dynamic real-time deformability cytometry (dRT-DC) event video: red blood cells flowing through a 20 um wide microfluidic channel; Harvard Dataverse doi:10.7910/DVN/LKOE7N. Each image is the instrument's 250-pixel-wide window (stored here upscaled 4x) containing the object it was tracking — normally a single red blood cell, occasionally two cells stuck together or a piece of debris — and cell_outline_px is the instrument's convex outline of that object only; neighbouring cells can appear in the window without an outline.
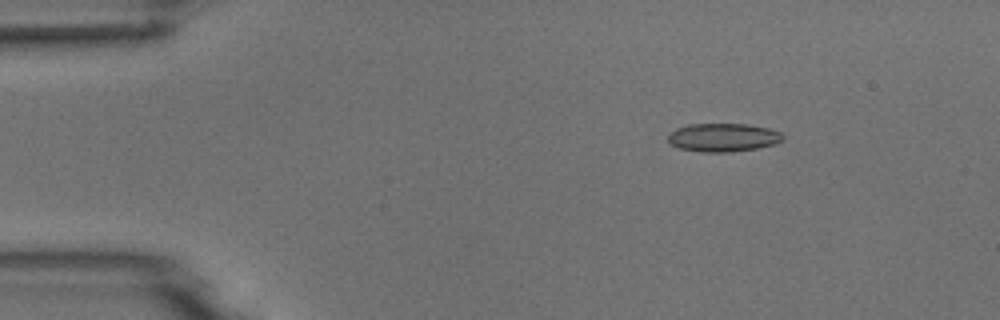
{"species": "common noctule bat (a hibernating species)", "species_latin": "Nyctalus noctula", "temperature_condition": "room temperature", "stored_images_in_passage": 5, "camera_frame_rate_fps": 3000, "um_per_image_px": 0.085, "animal": {"sex": "male", "body_mass_g": 18.8}, "frame": {"image": 1, "passage_image": 3, "time_ms": 2.333, "image_size_px": [1000, 320], "cell_outline_px": [[784, 140], [776, 144], [756, 148], [728, 152], [704, 152], [680, 148], [668, 144], [668, 136], [676, 128], [688, 124], [748, 124], [768, 128], [780, 132], [784, 136]], "centroid_in_image_um": [61.47, 11.68], "position_along_channel_um": 23.5, "area_um2": 19.02}}